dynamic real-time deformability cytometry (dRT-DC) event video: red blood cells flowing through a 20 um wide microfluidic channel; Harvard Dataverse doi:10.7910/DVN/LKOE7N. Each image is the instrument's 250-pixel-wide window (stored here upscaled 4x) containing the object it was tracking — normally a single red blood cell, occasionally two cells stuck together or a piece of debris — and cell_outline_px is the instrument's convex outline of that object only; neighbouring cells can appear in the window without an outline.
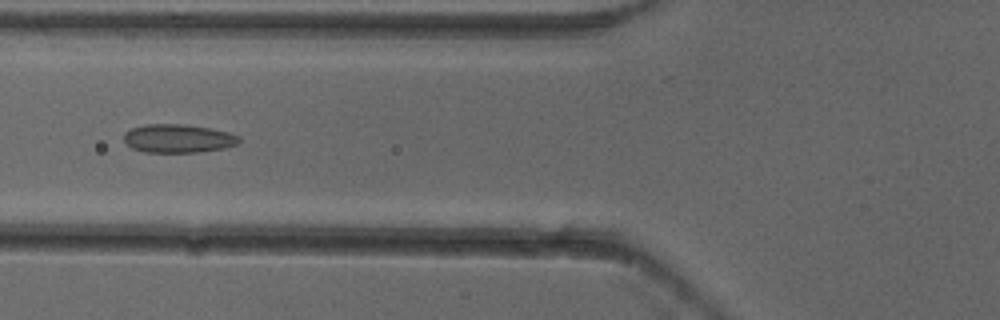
{"species": "common noctule bat (a hibernating species)", "species_latin": "Nyctalus noctula", "temperature_condition": "cold", "stored_images_in_passage": 7, "camera_frame_rate_fps": 3000, "um_per_image_px": 0.085, "animal": {"sex": "female"}, "frame": {"image": 1, "passage_image": 6, "time_ms": 1.667, "image_size_px": [1000, 320], "cell_outline_px": [[240, 140], [236, 144], [224, 148], [196, 152], [144, 152], [132, 148], [124, 140], [124, 132], [132, 128], [144, 124], [184, 124], [208, 128], [228, 132], [240, 136]], "centroid_in_image_um": [15.12, 11.76], "position_along_channel_um": 110.7, "area_um2": 19.02}}
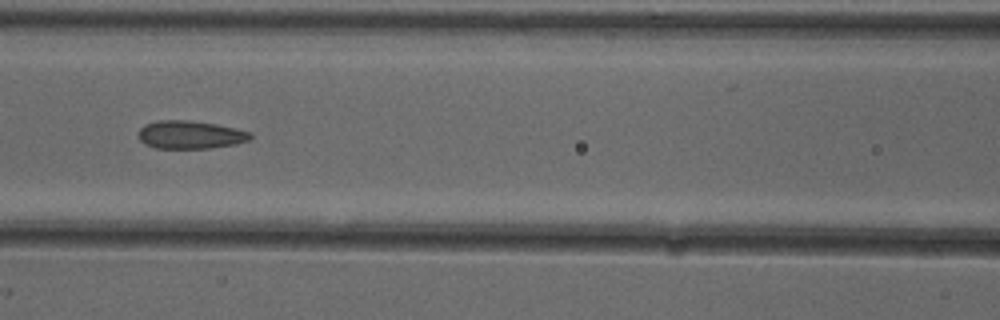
{"frame": {"image": 2, "passage_image": 7, "time_ms": 2.0, "image_size_px": [1000, 320], "cell_outline_px": [[252, 136], [248, 140], [236, 144], [208, 148], [156, 148], [144, 144], [140, 140], [136, 132], [144, 124], [156, 120], [188, 120], [216, 124], [252, 132]], "centroid_in_image_um": [16.12, 11.44], "position_along_channel_um": 150.5, "area_um2": 18.44}}